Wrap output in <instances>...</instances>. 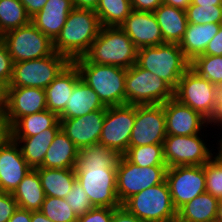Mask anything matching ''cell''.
<instances>
[{"label":"cell","mask_w":222,"mask_h":222,"mask_svg":"<svg viewBox=\"0 0 222 222\" xmlns=\"http://www.w3.org/2000/svg\"><path fill=\"white\" fill-rule=\"evenodd\" d=\"M120 155L101 144L81 148L75 167L76 179L94 207L118 208L116 168Z\"/></svg>","instance_id":"obj_1"},{"label":"cell","mask_w":222,"mask_h":222,"mask_svg":"<svg viewBox=\"0 0 222 222\" xmlns=\"http://www.w3.org/2000/svg\"><path fill=\"white\" fill-rule=\"evenodd\" d=\"M100 29L101 24L94 10L74 7L59 35L53 41V50L72 62L88 52Z\"/></svg>","instance_id":"obj_2"},{"label":"cell","mask_w":222,"mask_h":222,"mask_svg":"<svg viewBox=\"0 0 222 222\" xmlns=\"http://www.w3.org/2000/svg\"><path fill=\"white\" fill-rule=\"evenodd\" d=\"M80 79L89 85L106 106L125 105V78L127 69L89 62L84 56L72 61Z\"/></svg>","instance_id":"obj_3"},{"label":"cell","mask_w":222,"mask_h":222,"mask_svg":"<svg viewBox=\"0 0 222 222\" xmlns=\"http://www.w3.org/2000/svg\"><path fill=\"white\" fill-rule=\"evenodd\" d=\"M137 50L120 27H101L84 57L91 63L129 69L137 61Z\"/></svg>","instance_id":"obj_4"},{"label":"cell","mask_w":222,"mask_h":222,"mask_svg":"<svg viewBox=\"0 0 222 222\" xmlns=\"http://www.w3.org/2000/svg\"><path fill=\"white\" fill-rule=\"evenodd\" d=\"M136 64L160 77L174 90L180 78L190 68V62L177 43H164L138 49Z\"/></svg>","instance_id":"obj_5"},{"label":"cell","mask_w":222,"mask_h":222,"mask_svg":"<svg viewBox=\"0 0 222 222\" xmlns=\"http://www.w3.org/2000/svg\"><path fill=\"white\" fill-rule=\"evenodd\" d=\"M174 97V89L160 77L139 67L136 63L127 69L125 104H164Z\"/></svg>","instance_id":"obj_6"},{"label":"cell","mask_w":222,"mask_h":222,"mask_svg":"<svg viewBox=\"0 0 222 222\" xmlns=\"http://www.w3.org/2000/svg\"><path fill=\"white\" fill-rule=\"evenodd\" d=\"M121 206L144 222H163L177 218L166 180L133 195Z\"/></svg>","instance_id":"obj_7"},{"label":"cell","mask_w":222,"mask_h":222,"mask_svg":"<svg viewBox=\"0 0 222 222\" xmlns=\"http://www.w3.org/2000/svg\"><path fill=\"white\" fill-rule=\"evenodd\" d=\"M217 91L216 85L189 68L180 78L174 90V98L200 113L214 127Z\"/></svg>","instance_id":"obj_8"},{"label":"cell","mask_w":222,"mask_h":222,"mask_svg":"<svg viewBox=\"0 0 222 222\" xmlns=\"http://www.w3.org/2000/svg\"><path fill=\"white\" fill-rule=\"evenodd\" d=\"M70 62L54 51L47 57L14 63L8 87L45 89Z\"/></svg>","instance_id":"obj_9"},{"label":"cell","mask_w":222,"mask_h":222,"mask_svg":"<svg viewBox=\"0 0 222 222\" xmlns=\"http://www.w3.org/2000/svg\"><path fill=\"white\" fill-rule=\"evenodd\" d=\"M167 166L140 167L120 155L116 168L117 196L122 205L128 198L166 180Z\"/></svg>","instance_id":"obj_10"},{"label":"cell","mask_w":222,"mask_h":222,"mask_svg":"<svg viewBox=\"0 0 222 222\" xmlns=\"http://www.w3.org/2000/svg\"><path fill=\"white\" fill-rule=\"evenodd\" d=\"M14 63L51 55L53 42L31 22L1 36Z\"/></svg>","instance_id":"obj_11"},{"label":"cell","mask_w":222,"mask_h":222,"mask_svg":"<svg viewBox=\"0 0 222 222\" xmlns=\"http://www.w3.org/2000/svg\"><path fill=\"white\" fill-rule=\"evenodd\" d=\"M201 134L167 135L163 143L164 160L167 167L202 166L209 162L214 157V153H212V149H209L210 146L206 144L207 142L203 140Z\"/></svg>","instance_id":"obj_12"},{"label":"cell","mask_w":222,"mask_h":222,"mask_svg":"<svg viewBox=\"0 0 222 222\" xmlns=\"http://www.w3.org/2000/svg\"><path fill=\"white\" fill-rule=\"evenodd\" d=\"M134 121L135 105L125 104L106 107L99 144L123 155L129 148Z\"/></svg>","instance_id":"obj_13"},{"label":"cell","mask_w":222,"mask_h":222,"mask_svg":"<svg viewBox=\"0 0 222 222\" xmlns=\"http://www.w3.org/2000/svg\"><path fill=\"white\" fill-rule=\"evenodd\" d=\"M166 182L173 206L178 210L185 203L206 192L204 165L167 168Z\"/></svg>","instance_id":"obj_14"},{"label":"cell","mask_w":222,"mask_h":222,"mask_svg":"<svg viewBox=\"0 0 222 222\" xmlns=\"http://www.w3.org/2000/svg\"><path fill=\"white\" fill-rule=\"evenodd\" d=\"M166 136L163 104L135 105V121L129 146L163 144Z\"/></svg>","instance_id":"obj_15"},{"label":"cell","mask_w":222,"mask_h":222,"mask_svg":"<svg viewBox=\"0 0 222 222\" xmlns=\"http://www.w3.org/2000/svg\"><path fill=\"white\" fill-rule=\"evenodd\" d=\"M6 121L9 128L20 118L47 109L45 90L32 87H7Z\"/></svg>","instance_id":"obj_16"},{"label":"cell","mask_w":222,"mask_h":222,"mask_svg":"<svg viewBox=\"0 0 222 222\" xmlns=\"http://www.w3.org/2000/svg\"><path fill=\"white\" fill-rule=\"evenodd\" d=\"M106 108L75 118H59L61 129L80 150L100 140Z\"/></svg>","instance_id":"obj_17"},{"label":"cell","mask_w":222,"mask_h":222,"mask_svg":"<svg viewBox=\"0 0 222 222\" xmlns=\"http://www.w3.org/2000/svg\"><path fill=\"white\" fill-rule=\"evenodd\" d=\"M167 135L191 136L202 133L210 122L191 107L180 103L174 97L163 104ZM206 125V126H205Z\"/></svg>","instance_id":"obj_18"},{"label":"cell","mask_w":222,"mask_h":222,"mask_svg":"<svg viewBox=\"0 0 222 222\" xmlns=\"http://www.w3.org/2000/svg\"><path fill=\"white\" fill-rule=\"evenodd\" d=\"M31 169L23 158L18 144L8 136L0 144V182L2 192L13 193Z\"/></svg>","instance_id":"obj_19"},{"label":"cell","mask_w":222,"mask_h":222,"mask_svg":"<svg viewBox=\"0 0 222 222\" xmlns=\"http://www.w3.org/2000/svg\"><path fill=\"white\" fill-rule=\"evenodd\" d=\"M120 28L137 49L164 44L161 29L153 12L132 10Z\"/></svg>","instance_id":"obj_20"},{"label":"cell","mask_w":222,"mask_h":222,"mask_svg":"<svg viewBox=\"0 0 222 222\" xmlns=\"http://www.w3.org/2000/svg\"><path fill=\"white\" fill-rule=\"evenodd\" d=\"M73 8L72 0H47L42 10L31 17V23L53 42Z\"/></svg>","instance_id":"obj_21"},{"label":"cell","mask_w":222,"mask_h":222,"mask_svg":"<svg viewBox=\"0 0 222 222\" xmlns=\"http://www.w3.org/2000/svg\"><path fill=\"white\" fill-rule=\"evenodd\" d=\"M80 79L78 68L70 62L45 90L47 109L59 115Z\"/></svg>","instance_id":"obj_22"},{"label":"cell","mask_w":222,"mask_h":222,"mask_svg":"<svg viewBox=\"0 0 222 222\" xmlns=\"http://www.w3.org/2000/svg\"><path fill=\"white\" fill-rule=\"evenodd\" d=\"M61 129L60 120L52 127L32 137H11L18 144L23 158L32 168L42 165L45 154L51 145L54 136Z\"/></svg>","instance_id":"obj_23"},{"label":"cell","mask_w":222,"mask_h":222,"mask_svg":"<svg viewBox=\"0 0 222 222\" xmlns=\"http://www.w3.org/2000/svg\"><path fill=\"white\" fill-rule=\"evenodd\" d=\"M79 149L60 129L49 146L40 167L49 169H72L76 167Z\"/></svg>","instance_id":"obj_24"},{"label":"cell","mask_w":222,"mask_h":222,"mask_svg":"<svg viewBox=\"0 0 222 222\" xmlns=\"http://www.w3.org/2000/svg\"><path fill=\"white\" fill-rule=\"evenodd\" d=\"M221 24L207 23L204 25L188 23L179 47L186 59L191 62L203 55L208 43L218 33Z\"/></svg>","instance_id":"obj_25"},{"label":"cell","mask_w":222,"mask_h":222,"mask_svg":"<svg viewBox=\"0 0 222 222\" xmlns=\"http://www.w3.org/2000/svg\"><path fill=\"white\" fill-rule=\"evenodd\" d=\"M104 108L106 106L101 102L95 91L79 79L65 109L58 116L59 118H75Z\"/></svg>","instance_id":"obj_26"},{"label":"cell","mask_w":222,"mask_h":222,"mask_svg":"<svg viewBox=\"0 0 222 222\" xmlns=\"http://www.w3.org/2000/svg\"><path fill=\"white\" fill-rule=\"evenodd\" d=\"M153 14L161 29L164 43L179 44L188 24L185 10L162 3Z\"/></svg>","instance_id":"obj_27"},{"label":"cell","mask_w":222,"mask_h":222,"mask_svg":"<svg viewBox=\"0 0 222 222\" xmlns=\"http://www.w3.org/2000/svg\"><path fill=\"white\" fill-rule=\"evenodd\" d=\"M218 198L204 192L177 210L180 222H214L217 216Z\"/></svg>","instance_id":"obj_28"},{"label":"cell","mask_w":222,"mask_h":222,"mask_svg":"<svg viewBox=\"0 0 222 222\" xmlns=\"http://www.w3.org/2000/svg\"><path fill=\"white\" fill-rule=\"evenodd\" d=\"M12 195L18 207L28 211H40L45 193L36 169L28 171Z\"/></svg>","instance_id":"obj_29"},{"label":"cell","mask_w":222,"mask_h":222,"mask_svg":"<svg viewBox=\"0 0 222 222\" xmlns=\"http://www.w3.org/2000/svg\"><path fill=\"white\" fill-rule=\"evenodd\" d=\"M35 169L40 176L45 196L65 198L77 180L75 168L49 169L38 167Z\"/></svg>","instance_id":"obj_30"},{"label":"cell","mask_w":222,"mask_h":222,"mask_svg":"<svg viewBox=\"0 0 222 222\" xmlns=\"http://www.w3.org/2000/svg\"><path fill=\"white\" fill-rule=\"evenodd\" d=\"M59 121V116L46 109L42 112L20 117L10 128V137H32L52 128Z\"/></svg>","instance_id":"obj_31"},{"label":"cell","mask_w":222,"mask_h":222,"mask_svg":"<svg viewBox=\"0 0 222 222\" xmlns=\"http://www.w3.org/2000/svg\"><path fill=\"white\" fill-rule=\"evenodd\" d=\"M131 11L130 0H99L95 10L101 27H120Z\"/></svg>","instance_id":"obj_32"},{"label":"cell","mask_w":222,"mask_h":222,"mask_svg":"<svg viewBox=\"0 0 222 222\" xmlns=\"http://www.w3.org/2000/svg\"><path fill=\"white\" fill-rule=\"evenodd\" d=\"M30 22L31 17L20 0H0V37Z\"/></svg>","instance_id":"obj_33"},{"label":"cell","mask_w":222,"mask_h":222,"mask_svg":"<svg viewBox=\"0 0 222 222\" xmlns=\"http://www.w3.org/2000/svg\"><path fill=\"white\" fill-rule=\"evenodd\" d=\"M123 156L140 167L167 166L164 160L163 144L129 146Z\"/></svg>","instance_id":"obj_34"},{"label":"cell","mask_w":222,"mask_h":222,"mask_svg":"<svg viewBox=\"0 0 222 222\" xmlns=\"http://www.w3.org/2000/svg\"><path fill=\"white\" fill-rule=\"evenodd\" d=\"M190 68L217 87L222 83V56L200 55L190 62Z\"/></svg>","instance_id":"obj_35"},{"label":"cell","mask_w":222,"mask_h":222,"mask_svg":"<svg viewBox=\"0 0 222 222\" xmlns=\"http://www.w3.org/2000/svg\"><path fill=\"white\" fill-rule=\"evenodd\" d=\"M40 211L52 222H76L78 219L64 198L45 196Z\"/></svg>","instance_id":"obj_36"},{"label":"cell","mask_w":222,"mask_h":222,"mask_svg":"<svg viewBox=\"0 0 222 222\" xmlns=\"http://www.w3.org/2000/svg\"><path fill=\"white\" fill-rule=\"evenodd\" d=\"M185 12L188 23L200 25L222 23V6H198L190 4Z\"/></svg>","instance_id":"obj_37"},{"label":"cell","mask_w":222,"mask_h":222,"mask_svg":"<svg viewBox=\"0 0 222 222\" xmlns=\"http://www.w3.org/2000/svg\"><path fill=\"white\" fill-rule=\"evenodd\" d=\"M206 192L215 196L222 197V164L213 157L204 164Z\"/></svg>","instance_id":"obj_38"},{"label":"cell","mask_w":222,"mask_h":222,"mask_svg":"<svg viewBox=\"0 0 222 222\" xmlns=\"http://www.w3.org/2000/svg\"><path fill=\"white\" fill-rule=\"evenodd\" d=\"M64 199L70 205L77 217L86 214L94 207L78 180L74 182L73 187Z\"/></svg>","instance_id":"obj_39"},{"label":"cell","mask_w":222,"mask_h":222,"mask_svg":"<svg viewBox=\"0 0 222 222\" xmlns=\"http://www.w3.org/2000/svg\"><path fill=\"white\" fill-rule=\"evenodd\" d=\"M14 62L4 40L0 37V88L6 89L12 78Z\"/></svg>","instance_id":"obj_40"},{"label":"cell","mask_w":222,"mask_h":222,"mask_svg":"<svg viewBox=\"0 0 222 222\" xmlns=\"http://www.w3.org/2000/svg\"><path fill=\"white\" fill-rule=\"evenodd\" d=\"M114 208L93 207L89 212L78 217L76 222H111Z\"/></svg>","instance_id":"obj_41"},{"label":"cell","mask_w":222,"mask_h":222,"mask_svg":"<svg viewBox=\"0 0 222 222\" xmlns=\"http://www.w3.org/2000/svg\"><path fill=\"white\" fill-rule=\"evenodd\" d=\"M18 208L12 193H0V222H8Z\"/></svg>","instance_id":"obj_42"},{"label":"cell","mask_w":222,"mask_h":222,"mask_svg":"<svg viewBox=\"0 0 222 222\" xmlns=\"http://www.w3.org/2000/svg\"><path fill=\"white\" fill-rule=\"evenodd\" d=\"M132 10L143 12H154L163 0H130Z\"/></svg>","instance_id":"obj_43"},{"label":"cell","mask_w":222,"mask_h":222,"mask_svg":"<svg viewBox=\"0 0 222 222\" xmlns=\"http://www.w3.org/2000/svg\"><path fill=\"white\" fill-rule=\"evenodd\" d=\"M203 55L222 56V23L218 33L208 43Z\"/></svg>","instance_id":"obj_44"},{"label":"cell","mask_w":222,"mask_h":222,"mask_svg":"<svg viewBox=\"0 0 222 222\" xmlns=\"http://www.w3.org/2000/svg\"><path fill=\"white\" fill-rule=\"evenodd\" d=\"M111 222H144L132 213L128 212L123 206L114 208Z\"/></svg>","instance_id":"obj_45"},{"label":"cell","mask_w":222,"mask_h":222,"mask_svg":"<svg viewBox=\"0 0 222 222\" xmlns=\"http://www.w3.org/2000/svg\"><path fill=\"white\" fill-rule=\"evenodd\" d=\"M24 5L27 14L32 17L42 10L47 0H20Z\"/></svg>","instance_id":"obj_46"},{"label":"cell","mask_w":222,"mask_h":222,"mask_svg":"<svg viewBox=\"0 0 222 222\" xmlns=\"http://www.w3.org/2000/svg\"><path fill=\"white\" fill-rule=\"evenodd\" d=\"M8 222H31V211L18 207Z\"/></svg>","instance_id":"obj_47"},{"label":"cell","mask_w":222,"mask_h":222,"mask_svg":"<svg viewBox=\"0 0 222 222\" xmlns=\"http://www.w3.org/2000/svg\"><path fill=\"white\" fill-rule=\"evenodd\" d=\"M222 128V87H218L217 91V107L214 117V126Z\"/></svg>","instance_id":"obj_48"},{"label":"cell","mask_w":222,"mask_h":222,"mask_svg":"<svg viewBox=\"0 0 222 222\" xmlns=\"http://www.w3.org/2000/svg\"><path fill=\"white\" fill-rule=\"evenodd\" d=\"M72 2L75 8L95 11L99 0H72Z\"/></svg>","instance_id":"obj_49"},{"label":"cell","mask_w":222,"mask_h":222,"mask_svg":"<svg viewBox=\"0 0 222 222\" xmlns=\"http://www.w3.org/2000/svg\"><path fill=\"white\" fill-rule=\"evenodd\" d=\"M163 4L186 10L191 4V0H163Z\"/></svg>","instance_id":"obj_50"},{"label":"cell","mask_w":222,"mask_h":222,"mask_svg":"<svg viewBox=\"0 0 222 222\" xmlns=\"http://www.w3.org/2000/svg\"><path fill=\"white\" fill-rule=\"evenodd\" d=\"M9 136V126L6 118H0V144Z\"/></svg>","instance_id":"obj_51"},{"label":"cell","mask_w":222,"mask_h":222,"mask_svg":"<svg viewBox=\"0 0 222 222\" xmlns=\"http://www.w3.org/2000/svg\"><path fill=\"white\" fill-rule=\"evenodd\" d=\"M191 4L198 6H222V0H191Z\"/></svg>","instance_id":"obj_52"},{"label":"cell","mask_w":222,"mask_h":222,"mask_svg":"<svg viewBox=\"0 0 222 222\" xmlns=\"http://www.w3.org/2000/svg\"><path fill=\"white\" fill-rule=\"evenodd\" d=\"M31 222H52L41 211H31Z\"/></svg>","instance_id":"obj_53"},{"label":"cell","mask_w":222,"mask_h":222,"mask_svg":"<svg viewBox=\"0 0 222 222\" xmlns=\"http://www.w3.org/2000/svg\"><path fill=\"white\" fill-rule=\"evenodd\" d=\"M0 118H6L5 91L0 88Z\"/></svg>","instance_id":"obj_54"},{"label":"cell","mask_w":222,"mask_h":222,"mask_svg":"<svg viewBox=\"0 0 222 222\" xmlns=\"http://www.w3.org/2000/svg\"><path fill=\"white\" fill-rule=\"evenodd\" d=\"M216 143L218 145L217 148V153L213 152L215 155L214 157L222 164V139L220 138Z\"/></svg>","instance_id":"obj_55"},{"label":"cell","mask_w":222,"mask_h":222,"mask_svg":"<svg viewBox=\"0 0 222 222\" xmlns=\"http://www.w3.org/2000/svg\"><path fill=\"white\" fill-rule=\"evenodd\" d=\"M216 222H222V197L218 199Z\"/></svg>","instance_id":"obj_56"},{"label":"cell","mask_w":222,"mask_h":222,"mask_svg":"<svg viewBox=\"0 0 222 222\" xmlns=\"http://www.w3.org/2000/svg\"><path fill=\"white\" fill-rule=\"evenodd\" d=\"M163 222H180L177 218H174V219H171V220H168V221H163Z\"/></svg>","instance_id":"obj_57"},{"label":"cell","mask_w":222,"mask_h":222,"mask_svg":"<svg viewBox=\"0 0 222 222\" xmlns=\"http://www.w3.org/2000/svg\"><path fill=\"white\" fill-rule=\"evenodd\" d=\"M0 193H2V187H1V182H0Z\"/></svg>","instance_id":"obj_58"}]
</instances>
